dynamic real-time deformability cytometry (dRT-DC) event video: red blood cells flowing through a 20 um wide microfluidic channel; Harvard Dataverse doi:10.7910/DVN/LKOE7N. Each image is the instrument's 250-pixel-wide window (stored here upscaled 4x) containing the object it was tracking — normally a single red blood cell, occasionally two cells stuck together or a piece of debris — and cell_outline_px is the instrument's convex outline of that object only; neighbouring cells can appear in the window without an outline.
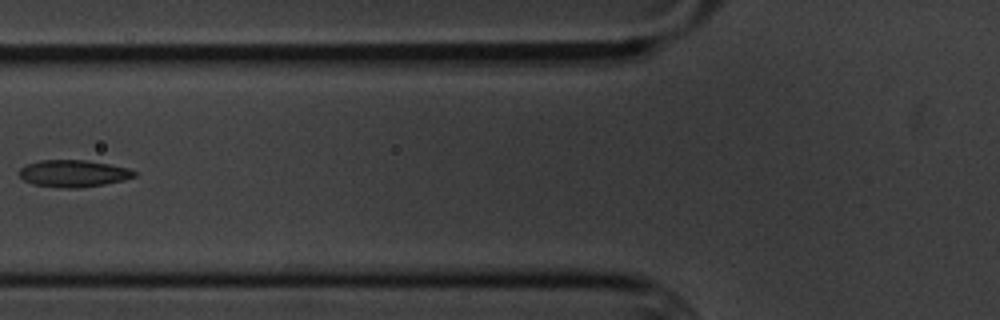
{"species": "common noctule bat (a hibernating species)", "species_latin": "Nyctalus noctula", "temperature_condition": "cold", "stored_images_in_passage": 12, "camera_frame_rate_fps": 3000, "um_per_image_px": 0.085, "animal": {"sex": "male", "body_mass_g": 20.1, "forearm_length_mm": 53.5}, "frame": {"image": 1, "passage_image": 3, "time_ms": 3.333, "image_size_px": [1000, 320], "cell_outline_px": [[136, 176], [124, 180], [104, 184], [76, 188], [64, 188], [32, 184], [24, 180], [20, 176], [20, 168], [28, 164], [40, 160], [84, 160], [108, 164], [128, 168], [136, 172]], "centroid_in_image_um": [6.24, 14.74], "position_along_channel_um": 119.6, "area_um2": 17.92}}
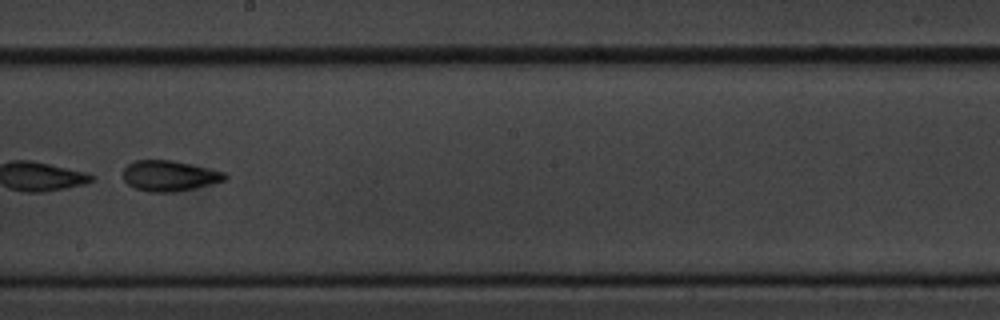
{"frame": {"image": 2, "passage_image": 6, "time_ms": 6.667, "image_size_px": [1000, 320], "cell_outline_px": [[228, 176], [224, 180], [212, 184], [176, 192], [148, 192], [136, 188], [128, 184], [124, 180], [124, 168], [128, 164], [136, 160], [168, 160], [208, 168], [224, 172]], "centroid_in_image_um": [14.39, 14.95], "position_along_channel_um": 233.8, "area_um2": 17.92}}
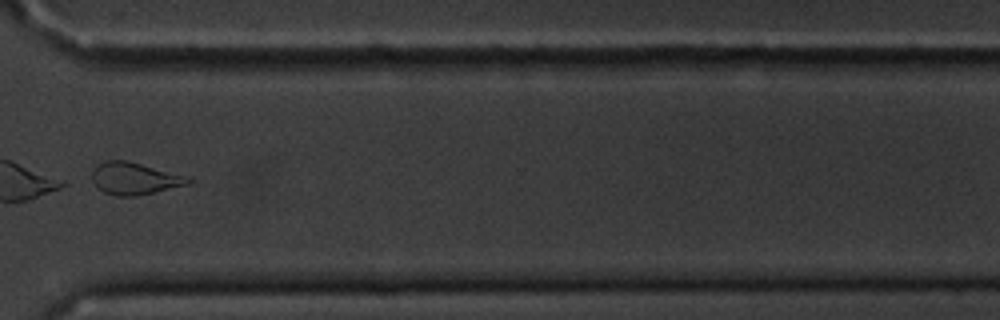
{"frame": {"image": 3, "passage_image": 9, "time_ms": 10.333, "image_size_px": [1000, 320], "cell_outline_px": [[192, 180], [188, 184], [136, 196], [116, 196], [104, 192], [92, 180], [92, 172], [104, 160], [124, 160], [192, 176]], "centroid_in_image_um": [11.49, 15.17], "position_along_channel_um": 359.1, "area_um2": 17.86}, "authors_computed_cell_mechanics": {"area_um2": 17.918, "velocity_mm_per_s": 3.4294, "shape_relaxation_time_tau1_ms": 4.7077, "shape_relaxation_time_tau2_ms": 2.211, "deformation_change_tau1": 0.1533, "deformation_change_tau2": 0.1001}}